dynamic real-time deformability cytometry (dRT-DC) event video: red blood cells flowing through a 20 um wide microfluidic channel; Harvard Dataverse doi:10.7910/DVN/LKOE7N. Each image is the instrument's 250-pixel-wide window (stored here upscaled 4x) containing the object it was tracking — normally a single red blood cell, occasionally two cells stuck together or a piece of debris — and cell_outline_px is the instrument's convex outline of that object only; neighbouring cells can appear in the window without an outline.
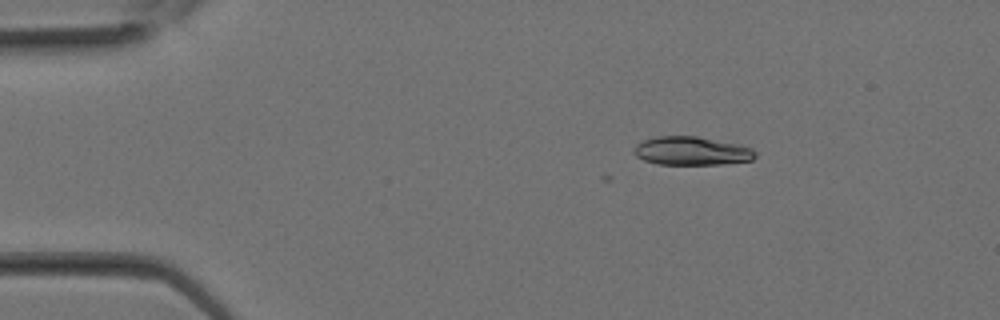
{"species": "Egyptian fruit bat (a non-hibernating species)", "species_latin": "Rousettus aegyptiacus", "temperature_condition": "room temperature", "stored_images_in_passage": 3, "camera_frame_rate_fps": 3000, "um_per_image_px": 0.085, "animal": {"sex": "female"}, "frame": {"image": 1, "passage_image": 1, "time_ms": 0.0, "image_size_px": [1000, 320], "cell_outline_px": [[756, 156], [752, 160], [720, 164], [656, 164], [644, 160], [636, 156], [632, 152], [636, 144], [644, 140], [656, 136], [696, 136], [736, 144], [752, 148], [756, 152]], "centroid_in_image_um": [58.75, 12.83], "position_along_channel_um": 26.2, "area_um2": 20.06}}